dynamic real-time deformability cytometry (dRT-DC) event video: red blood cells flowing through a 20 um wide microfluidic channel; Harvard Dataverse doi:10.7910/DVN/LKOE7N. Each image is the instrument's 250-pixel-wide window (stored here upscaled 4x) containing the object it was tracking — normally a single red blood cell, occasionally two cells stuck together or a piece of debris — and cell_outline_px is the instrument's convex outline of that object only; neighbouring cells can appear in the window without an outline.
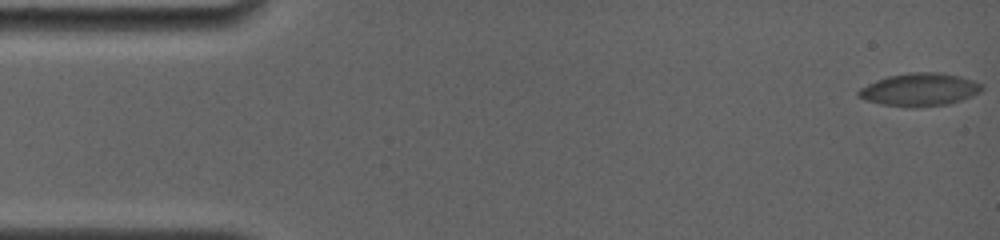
{"species": "common noctule bat (a hibernating species)", "species_latin": "Nyctalus noctula", "temperature_condition": "room temperature", "stored_images_in_passage": 50, "camera_frame_rate_fps": 4000, "um_per_image_px": 0.085, "animal": {"sex": "female", "body_mass_g": 19.0, "forearm_length_mm": 56.7}, "frame": {"image": 1, "passage_image": 1, "time_ms": 0.0, "image_size_px": [1000, 240], "cell_outline_px": [[984, 88], [980, 92], [972, 96], [948, 104], [916, 108], [912, 108], [880, 104], [864, 100], [856, 96], [856, 92], [860, 88], [876, 80], [888, 76], [912, 72], [940, 72], [960, 76], [972, 80], [980, 84]], "centroid_in_image_um": [78.13, 7.63], "position_along_channel_um": 6.9, "area_um2": 23.81}}
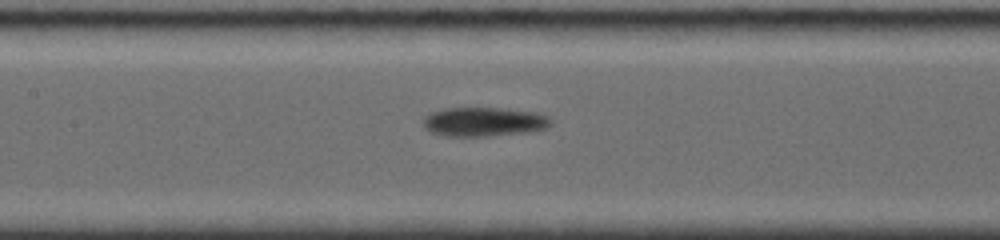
{"frame": {"image": 2, "passage_image": 21, "time_ms": 8.0, "image_size_px": [1000, 240], "cell_outline_px": [[552, 124], [548, 128], [528, 132], [484, 136], [448, 136], [432, 132], [424, 128], [424, 116], [432, 112], [444, 108], [500, 108], [536, 112], [548, 116], [552, 120]], "centroid_in_image_um": [41.16, 10.35], "position_along_channel_um": 166.2, "area_um2": 21.68}}
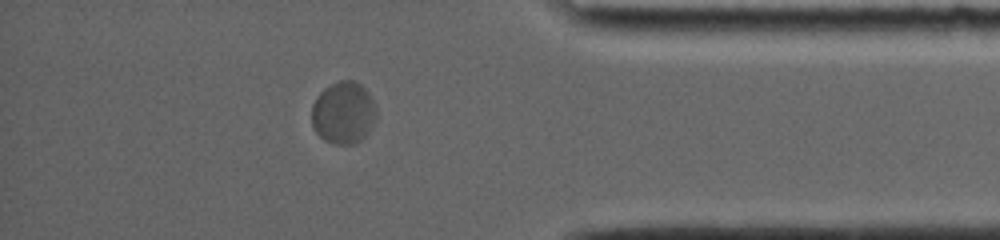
{"frame": {"image": 3, "passage_image": 43, "time_ms": 15.0, "image_size_px": [1000, 240], "cell_outline_px": [[376, 120], [368, 132], [356, 144], [332, 144], [324, 140], [316, 132], [312, 124], [312, 104], [316, 96], [324, 88], [340, 80], [352, 80], [360, 84], [368, 92], [376, 108]], "centroid_in_image_um": [29.18, 9.59], "position_along_channel_um": 406.0, "area_um2": 23.52}}